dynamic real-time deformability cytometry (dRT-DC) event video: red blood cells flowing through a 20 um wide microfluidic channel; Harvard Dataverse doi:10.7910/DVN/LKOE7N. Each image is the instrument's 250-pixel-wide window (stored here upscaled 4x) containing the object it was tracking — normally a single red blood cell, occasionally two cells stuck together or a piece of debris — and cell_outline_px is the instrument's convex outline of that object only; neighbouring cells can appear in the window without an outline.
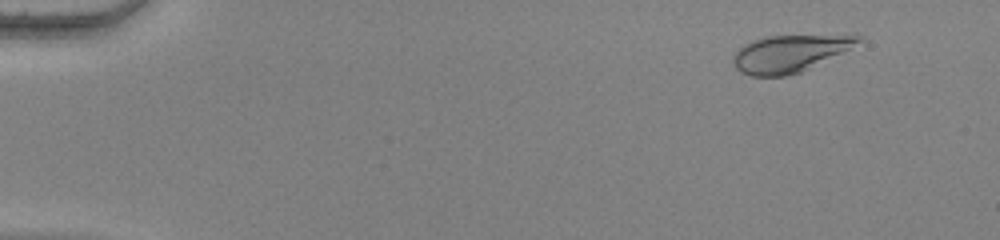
{"species": "human", "species_latin": "Homo sapiens", "temperature_condition": "warm", "stored_images_in_passage": 55, "camera_frame_rate_fps": 3000, "um_per_image_px": 0.085, "donor": {"sex": "female"}, "frame": {"image": 1, "passage_image": 6, "time_ms": 1.667, "image_size_px": [1000, 240], "cell_outline_px": [[864, 40], [844, 52], [800, 72], [784, 76], [752, 76], [740, 72], [736, 68], [732, 60], [732, 56], [740, 48], [752, 40], [768, 36], [856, 32]], "centroid_in_image_um": [67.24, 4.49], "position_along_channel_um": 17.8, "area_um2": 27.86}}
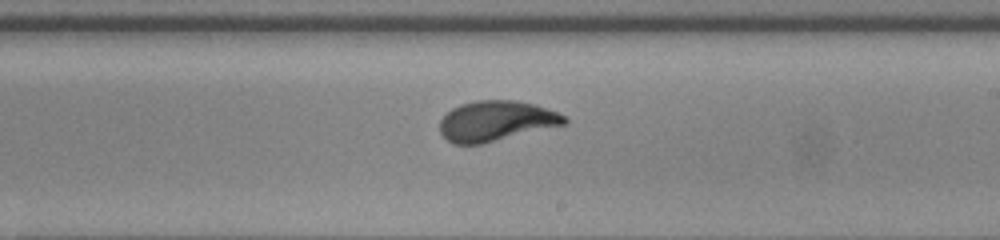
{"frame": {"image": 2, "passage_image": 34, "time_ms": 11.0, "image_size_px": [1000, 240], "cell_outline_px": [[568, 124], [484, 144], [452, 144], [440, 132], [440, 120], [452, 108], [460, 104], [476, 100], [512, 100], [536, 104], [556, 112], [564, 116], [568, 120]], "centroid_in_image_um": [42.19, 10.29], "position_along_channel_um": 246.8, "area_um2": 29.48}}
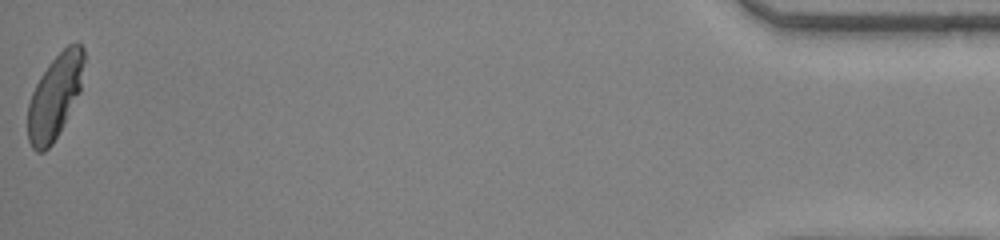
{"frame": {"image": 3, "passage_image": 55, "time_ms": 18.0, "image_size_px": [1000, 240], "cell_outline_px": [[84, 60], [80, 92], [52, 144], [44, 152], [36, 152], [32, 148], [28, 140], [28, 104], [32, 92], [40, 76], [52, 60], [68, 44], [76, 40], [84, 48]], "centroid_in_image_um": [4.66, 8.18], "position_along_channel_um": 430.5, "area_um2": 27.34}, "authors_computed_cell_mechanics": {"area_um2": 28.4954, "velocity_mm_per_s": 3.8653, "shape_relaxation_time_tau1_ms": 3.3324, "shape_relaxation_time_tau2_ms": null, "deformation_change_tau1": 0.1895, "deformation_change_tau2": null}}